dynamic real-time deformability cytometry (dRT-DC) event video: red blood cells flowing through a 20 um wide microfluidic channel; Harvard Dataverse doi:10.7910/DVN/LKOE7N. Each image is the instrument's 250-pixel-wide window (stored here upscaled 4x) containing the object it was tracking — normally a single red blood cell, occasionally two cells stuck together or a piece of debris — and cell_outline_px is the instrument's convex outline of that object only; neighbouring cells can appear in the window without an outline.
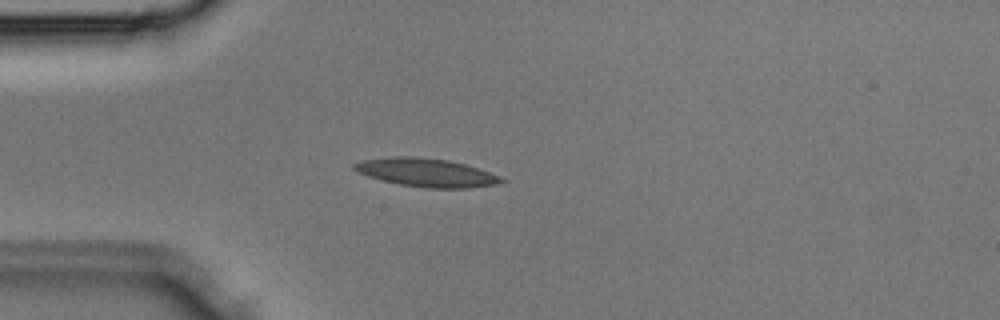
{"species": "Egyptian fruit bat (a non-hibernating species)", "species_latin": "Rousettus aegyptiacus", "temperature_condition": "room temperature", "stored_images_in_passage": 34, "camera_frame_rate_fps": 3000, "um_per_image_px": 0.085, "animal": {"sex": "male"}, "frame": {"image": 1, "passage_image": 8, "time_ms": 2.333, "image_size_px": [1000, 320], "cell_outline_px": [[508, 180], [496, 184], [468, 188], [428, 188], [400, 184], [368, 176], [352, 168], [352, 164], [364, 160], [392, 156], [412, 156], [448, 160], [464, 164], [500, 176]], "centroid_in_image_um": [36.25, 14.66], "position_along_channel_um": 48.8, "area_um2": 23.99}}
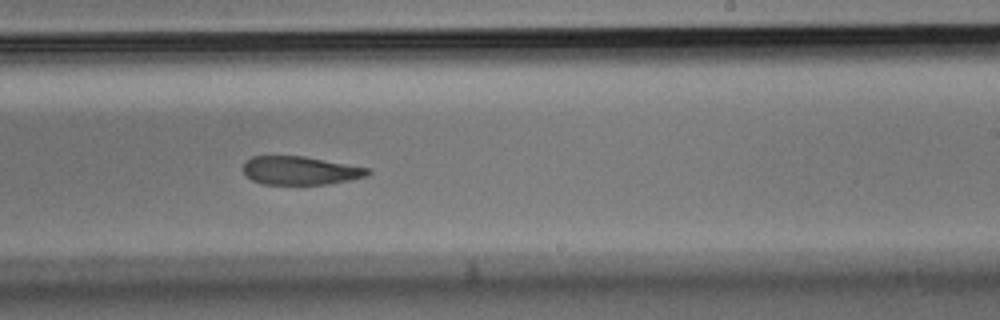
{"frame": {"image": 2, "passage_image": 20, "time_ms": 6.333, "image_size_px": [1000, 320], "cell_outline_px": [[372, 172], [364, 176], [348, 180], [328, 184], [264, 184], [252, 180], [244, 172], [244, 164], [252, 156], [304, 156], [372, 168]], "centroid_in_image_um": [25.56, 14.49], "position_along_channel_um": 263.4, "area_um2": 20.52}}
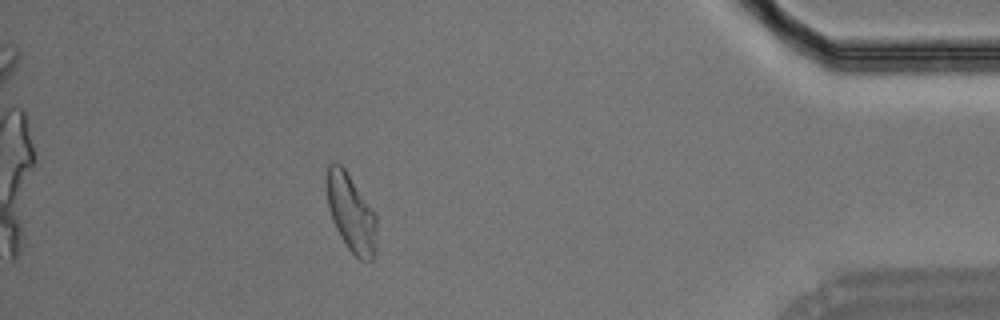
{"frame": {"image": 3, "passage_image": 30, "time_ms": 9.667, "image_size_px": [1000, 320], "cell_outline_px": [[376, 248], [372, 260], [360, 260], [348, 248], [340, 236], [332, 220], [328, 208], [328, 164], [332, 160], [336, 160], [344, 168], [376, 212]], "centroid_in_image_um": [29.87, 18.1], "position_along_channel_um": 405.3, "area_um2": 22.54}}